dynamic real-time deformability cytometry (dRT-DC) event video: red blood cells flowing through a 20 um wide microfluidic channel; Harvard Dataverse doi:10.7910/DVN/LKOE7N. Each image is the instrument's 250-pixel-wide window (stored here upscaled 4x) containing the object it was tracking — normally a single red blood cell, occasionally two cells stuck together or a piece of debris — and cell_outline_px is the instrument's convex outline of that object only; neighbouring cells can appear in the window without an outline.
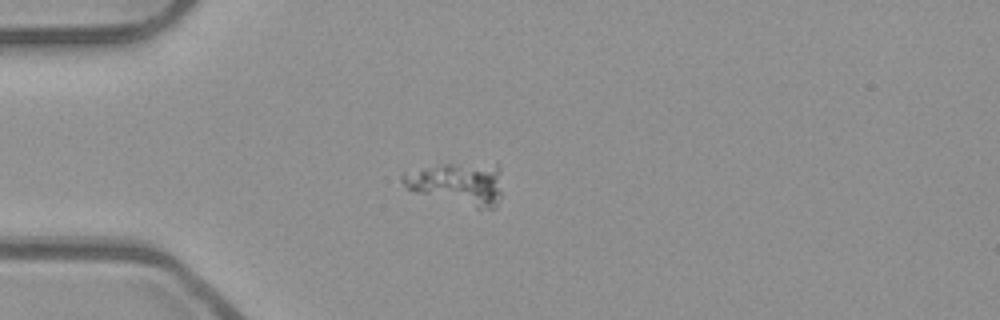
{"species": "common noctule bat (a hibernating species)", "species_latin": "Nyctalus noctula", "temperature_condition": "room temperature", "stored_images_in_passage": 45, "camera_frame_rate_fps": 3000, "um_per_image_px": 0.085, "animal": {"sex": "male", "body_mass_g": 23.1, "forearm_length_mm": 52.7}, "frame": {"image": 1, "passage_image": 14, "time_ms": 4.333, "image_size_px": [1000, 320], "cell_outline_px": [[500, 196], [496, 208], [476, 208], [412, 192], [400, 180], [400, 176], [404, 172], [444, 164], [500, 164]], "centroid_in_image_um": [38.91, 15.61], "position_along_channel_um": 46.1, "area_um2": 24.57}}
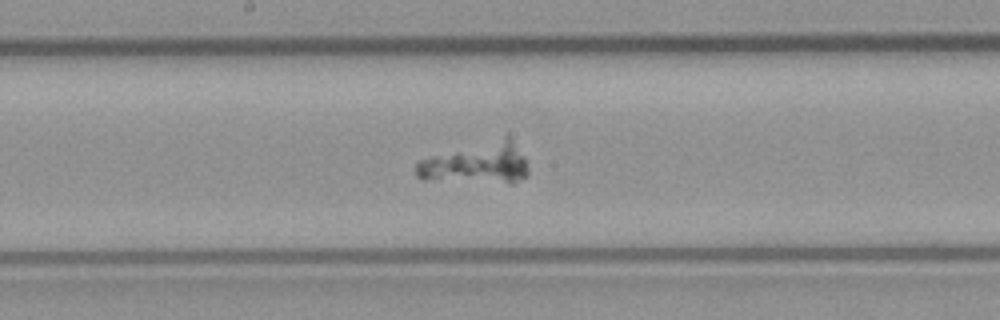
{"frame": {"image": 2, "passage_image": 28, "time_ms": 9.0, "image_size_px": [1000, 320], "cell_outline_px": [[528, 176], [512, 184], [508, 184], [420, 180], [416, 176], [416, 160], [504, 136], [508, 136], [512, 140], [524, 156], [528, 168]], "centroid_in_image_um": [40.51, 13.93], "position_along_channel_um": 207.7, "area_um2": 27.46}}
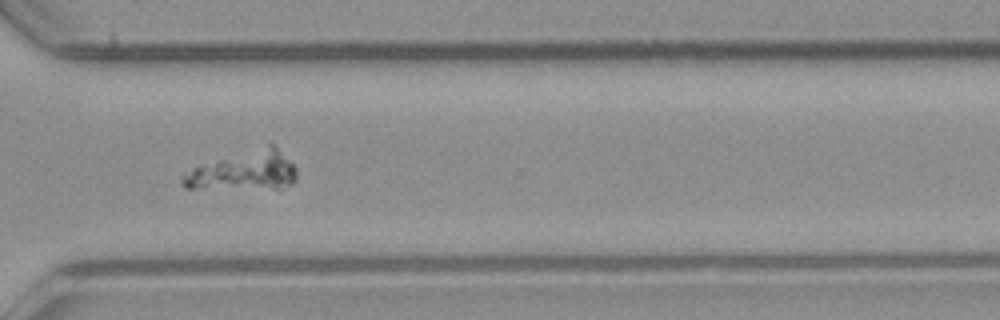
{"frame": {"image": 3, "passage_image": 39, "time_ms": 12.667, "image_size_px": [1000, 320], "cell_outline_px": [[296, 180], [292, 184], [280, 188], [184, 188], [180, 184], [180, 176], [192, 168], [200, 164], [268, 140], [296, 168]], "centroid_in_image_um": [20.69, 14.46], "position_along_channel_um": 349.9, "area_um2": 26.82}}